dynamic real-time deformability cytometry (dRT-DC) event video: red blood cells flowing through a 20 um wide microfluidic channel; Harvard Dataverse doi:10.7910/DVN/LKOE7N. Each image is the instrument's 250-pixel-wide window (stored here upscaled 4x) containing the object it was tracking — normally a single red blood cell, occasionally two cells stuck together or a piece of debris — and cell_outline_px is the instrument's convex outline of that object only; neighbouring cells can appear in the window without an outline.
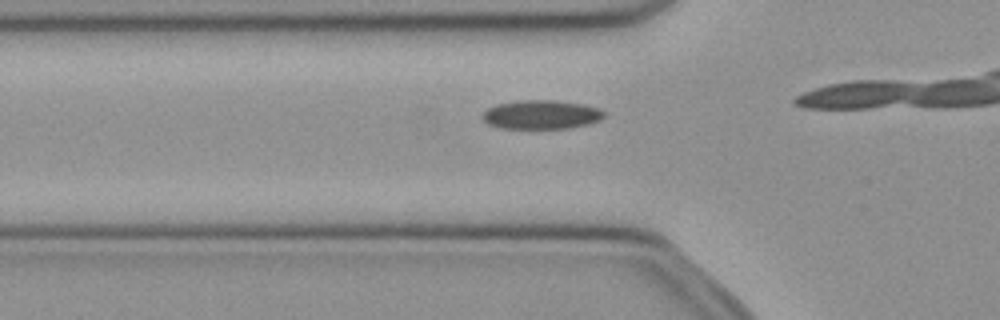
{"species": "common noctule bat (a hibernating species)", "species_latin": "Nyctalus noctula", "temperature_condition": "cold", "stored_images_in_passage": 8, "camera_frame_rate_fps": 3000, "um_per_image_px": 0.085, "animal": {"sex": "female", "body_mass_g": 21.9}, "frame": {"image": 1, "passage_image": 3, "time_ms": 0.667, "image_size_px": [1000, 320], "cell_outline_px": [[604, 116], [600, 120], [588, 124], [568, 128], [500, 128], [488, 124], [480, 116], [488, 108], [496, 104], [520, 100], [556, 100], [584, 104], [596, 108], [604, 112]], "centroid_in_image_um": [45.98, 9.74], "position_along_channel_um": 79.8, "area_um2": 20.46}}
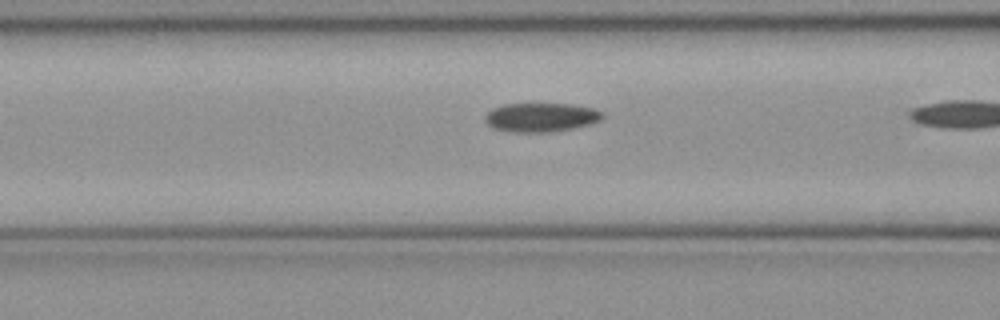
{"frame": {"image": 2, "passage_image": 6, "time_ms": 1.667, "image_size_px": [1000, 320], "cell_outline_px": [[604, 116], [600, 120], [592, 124], [552, 132], [508, 132], [492, 128], [484, 120], [484, 116], [492, 108], [504, 104], [572, 104], [592, 108], [604, 112]], "centroid_in_image_um": [45.97, 9.98], "position_along_channel_um": 120.6, "area_um2": 20.0}}